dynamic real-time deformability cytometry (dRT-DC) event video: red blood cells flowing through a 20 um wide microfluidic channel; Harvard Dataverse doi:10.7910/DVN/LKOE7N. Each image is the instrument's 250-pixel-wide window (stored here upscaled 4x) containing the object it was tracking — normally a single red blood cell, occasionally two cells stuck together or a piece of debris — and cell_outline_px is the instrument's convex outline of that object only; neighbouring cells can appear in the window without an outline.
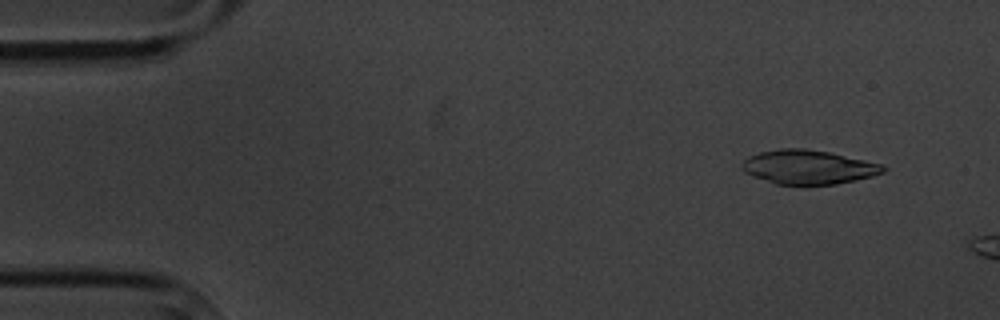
{"species": "common noctule bat (a hibernating species)", "species_latin": "Nyctalus noctula", "temperature_condition": "cold", "stored_images_in_passage": 4, "camera_frame_rate_fps": 3000, "um_per_image_px": 0.085, "animal": {"sex": "male", "body_mass_g": 20.1, "forearm_length_mm": 53.5}, "frame": {"image": 1, "passage_image": 2, "time_ms": 1.333, "image_size_px": [1000, 320], "cell_outline_px": [[888, 168], [884, 172], [872, 176], [836, 184], [804, 188], [800, 188], [776, 184], [752, 176], [744, 172], [740, 164], [748, 156], [760, 152], [780, 148], [808, 148], [828, 152], [864, 160], [880, 164]], "centroid_in_image_um": [68.66, 14.24], "position_along_channel_um": 16.3, "area_um2": 28.84}}